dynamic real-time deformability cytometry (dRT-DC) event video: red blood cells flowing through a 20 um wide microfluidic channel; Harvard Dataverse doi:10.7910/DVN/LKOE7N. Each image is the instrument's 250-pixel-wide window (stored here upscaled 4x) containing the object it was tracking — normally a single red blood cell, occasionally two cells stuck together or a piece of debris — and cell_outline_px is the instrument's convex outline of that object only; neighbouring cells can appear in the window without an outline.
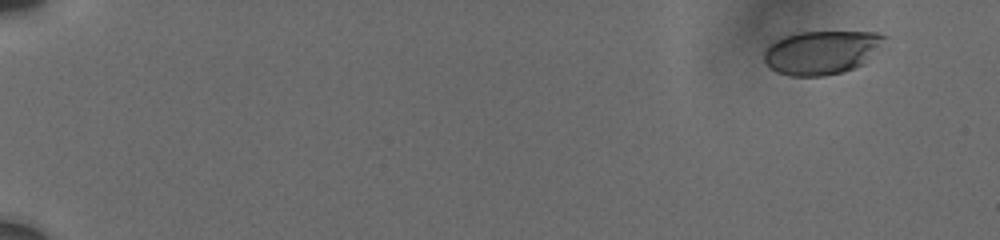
{"species": "human", "species_latin": "Homo sapiens", "temperature_condition": "cold", "stored_images_in_passage": 10, "camera_frame_rate_fps": 3000, "um_per_image_px": 0.085, "donor": {"sex": "male"}, "frame": {"image": 1, "passage_image": 2, "time_ms": 1.0, "image_size_px": [1000, 240], "cell_outline_px": [[888, 36], [860, 64], [844, 72], [824, 76], [788, 76], [776, 72], [768, 68], [764, 64], [764, 52], [776, 40], [784, 36], [800, 32], [876, 32]], "centroid_in_image_um": [69.74, 4.46], "position_along_channel_um": 15.3, "area_um2": 30.17}}
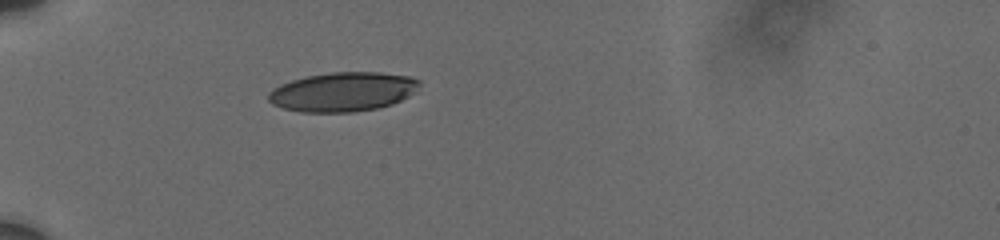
{"frame": {"image": 2, "passage_image": 8, "time_ms": 6.333, "image_size_px": [1000, 240], "cell_outline_px": [[420, 84], [408, 96], [392, 104], [376, 108], [352, 112], [300, 112], [284, 108], [272, 104], [268, 100], [268, 92], [280, 84], [292, 80], [308, 76], [332, 72], [380, 72], [408, 76], [420, 80]], "centroid_in_image_um": [29.11, 7.8], "position_along_channel_um": 55.9, "area_um2": 34.33}}
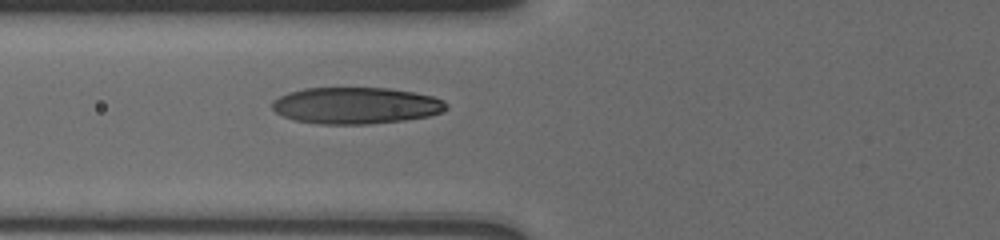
{"frame": {"image": 3, "passage_image": 10, "time_ms": 8.0, "image_size_px": [1000, 240], "cell_outline_px": [[448, 108], [440, 112], [428, 116], [404, 120], [368, 124], [320, 124], [296, 120], [284, 116], [276, 112], [272, 108], [272, 100], [288, 92], [304, 88], [388, 88], [412, 92], [432, 96], [444, 100], [448, 104]], "centroid_in_image_um": [30.25, 8.97], "position_along_channel_um": 95.6, "area_um2": 37.05}}